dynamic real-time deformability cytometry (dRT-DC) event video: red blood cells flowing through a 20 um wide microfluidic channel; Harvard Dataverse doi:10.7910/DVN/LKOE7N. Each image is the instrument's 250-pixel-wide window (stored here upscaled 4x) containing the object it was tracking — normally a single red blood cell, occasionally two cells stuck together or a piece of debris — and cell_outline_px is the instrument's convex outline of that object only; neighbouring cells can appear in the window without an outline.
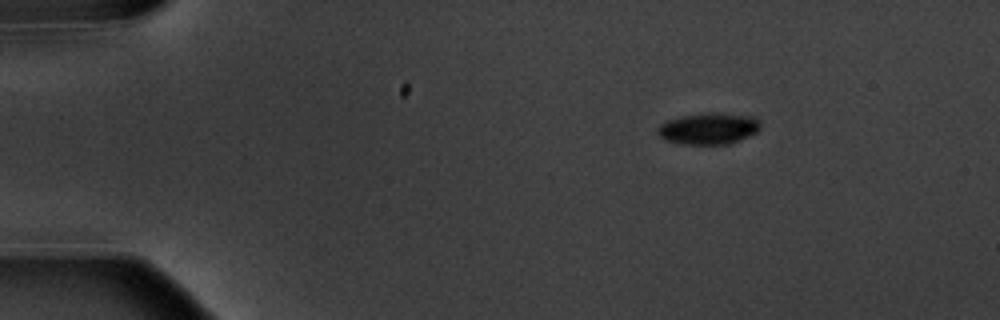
{"species": "common noctule bat (a hibernating species)", "species_latin": "Nyctalus noctula", "temperature_condition": "warm", "stored_images_in_passage": 4, "camera_frame_rate_fps": 3000, "um_per_image_px": 0.085, "animal": {"sex": "male", "body_mass_g": 20.1, "forearm_length_mm": 53.5}, "frame": {"image": 1, "passage_image": 1, "time_ms": 0.0, "image_size_px": [1000, 320], "cell_outline_px": [[760, 128], [756, 132], [740, 140], [728, 144], [680, 144], [664, 140], [660, 136], [660, 124], [668, 120], [684, 116], [704, 112], [712, 112], [756, 116], [760, 120]], "centroid_in_image_um": [60.29, 10.92], "position_along_channel_um": 24.7, "area_um2": 18.84}}
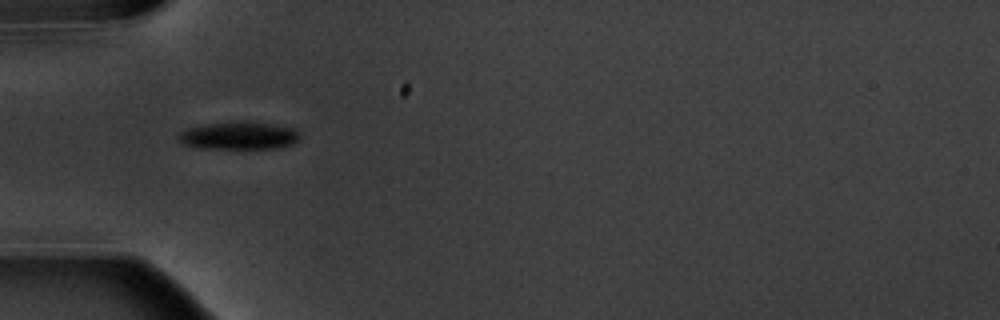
{"frame": {"image": 2, "passage_image": 3, "time_ms": 3.333, "image_size_px": [1000, 320], "cell_outline_px": [[300, 140], [292, 144], [280, 148], [192, 148], [184, 144], [176, 136], [180, 132], [188, 128], [204, 124], [268, 124], [296, 128], [300, 132]], "centroid_in_image_um": [20.32, 11.58], "position_along_channel_um": 64.7, "area_um2": 18.96}}